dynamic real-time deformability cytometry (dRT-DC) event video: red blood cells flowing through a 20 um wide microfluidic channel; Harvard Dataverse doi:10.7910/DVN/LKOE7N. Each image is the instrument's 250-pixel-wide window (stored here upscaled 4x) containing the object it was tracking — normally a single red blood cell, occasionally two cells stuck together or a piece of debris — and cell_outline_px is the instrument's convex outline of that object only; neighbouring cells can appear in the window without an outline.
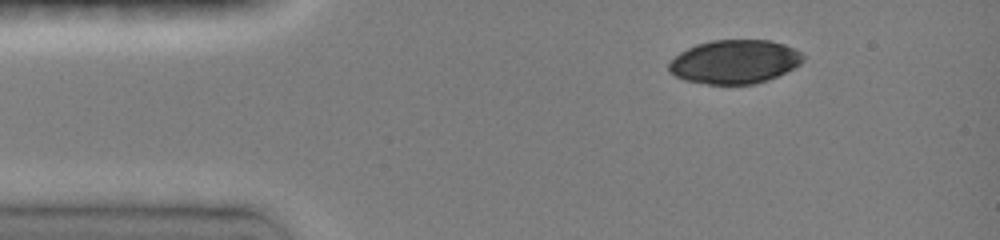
{"species": "common noctule bat (a hibernating species)", "species_latin": "Nyctalus noctula", "temperature_condition": "room temperature", "stored_images_in_passage": 4, "camera_frame_rate_fps": 3000, "um_per_image_px": 0.085, "animal": {"sex": "female", "body_mass_g": 19.0, "forearm_length_mm": 51.5}, "frame": {"image": 1, "passage_image": 2, "time_ms": 0.333, "image_size_px": [1000, 240], "cell_outline_px": [[804, 60], [800, 64], [768, 80], [752, 84], [708, 84], [684, 80], [668, 72], [668, 60], [680, 52], [696, 44], [712, 40], [768, 40], [784, 44], [796, 48], [804, 56]], "centroid_in_image_um": [62.41, 5.24], "position_along_channel_um": 22.6, "area_um2": 34.33}}